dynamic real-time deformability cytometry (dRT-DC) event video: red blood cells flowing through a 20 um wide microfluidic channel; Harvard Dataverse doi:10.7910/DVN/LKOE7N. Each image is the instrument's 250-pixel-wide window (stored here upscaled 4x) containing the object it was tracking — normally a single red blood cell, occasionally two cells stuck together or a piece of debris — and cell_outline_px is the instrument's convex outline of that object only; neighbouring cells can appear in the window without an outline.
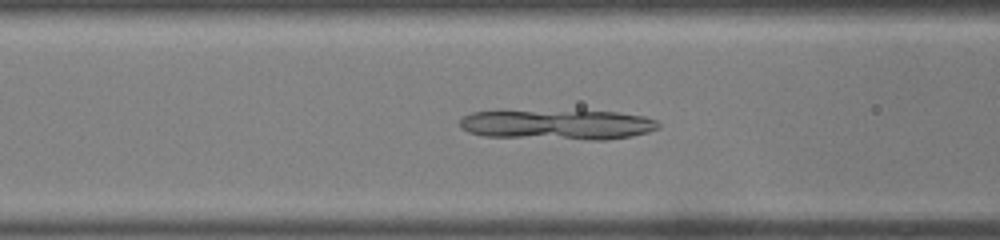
{"species": "common noctule bat (a hibernating species)", "species_latin": "Nyctalus noctula", "temperature_condition": "warm", "stored_images_in_passage": 51, "camera_frame_rate_fps": 3000, "um_per_image_px": 0.085, "animal": {"sex": "male", "body_mass_g": 19.0, "forearm_length_mm": 50.8}, "frame": {"image": 1, "passage_image": 20, "time_ms": 6.333, "image_size_px": [1000, 240], "cell_outline_px": [[660, 128], [648, 132], [632, 136], [608, 140], [588, 140], [484, 136], [468, 132], [460, 128], [460, 120], [464, 116], [472, 112], [616, 112], [644, 116], [656, 120], [660, 124]], "centroid_in_image_um": [47.45, 10.62], "position_along_channel_um": 119.2, "area_um2": 34.28}}
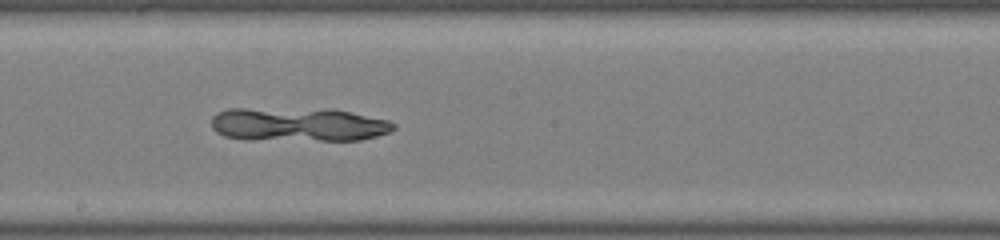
{"frame": {"image": 2, "passage_image": 28, "time_ms": 9.0, "image_size_px": [1000, 240], "cell_outline_px": [[396, 128], [388, 132], [376, 136], [360, 140], [248, 140], [224, 136], [216, 132], [212, 128], [212, 116], [216, 112], [228, 108], [332, 108], [352, 112], [388, 120], [396, 124]], "centroid_in_image_um": [25.32, 10.57], "position_along_channel_um": 222.9, "area_um2": 36.7}}
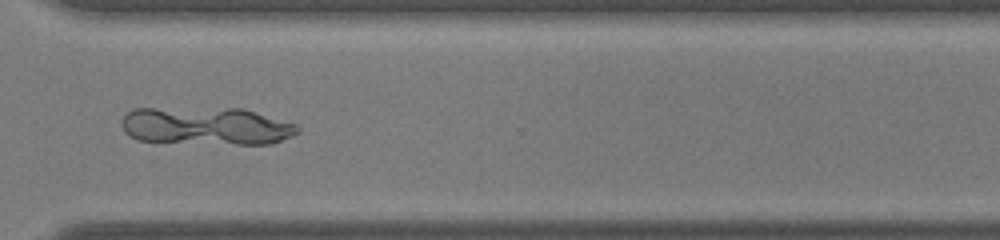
{"frame": {"image": 3, "passage_image": 38, "time_ms": 12.333, "image_size_px": [1000, 240], "cell_outline_px": [[300, 132], [292, 136], [268, 144], [236, 144], [136, 140], [124, 132], [120, 124], [120, 120], [132, 108], [244, 108], [296, 124], [300, 128]], "centroid_in_image_um": [17.52, 10.7], "position_along_channel_um": 353.1, "area_um2": 38.9}}